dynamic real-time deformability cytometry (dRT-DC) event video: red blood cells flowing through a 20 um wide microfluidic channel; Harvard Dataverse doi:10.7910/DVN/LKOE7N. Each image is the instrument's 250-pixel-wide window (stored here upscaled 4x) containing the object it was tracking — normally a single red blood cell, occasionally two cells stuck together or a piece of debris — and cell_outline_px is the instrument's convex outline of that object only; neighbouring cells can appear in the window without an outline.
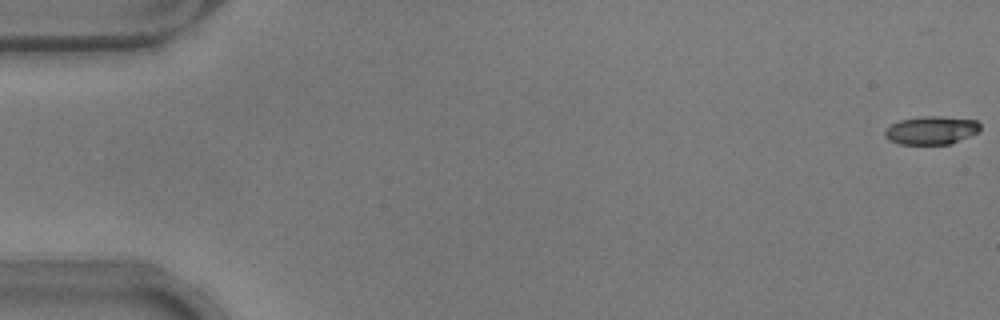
{"species": "common noctule bat (a hibernating species)", "species_latin": "Nyctalus noctula", "temperature_condition": "warm", "stored_images_in_passage": 27, "camera_frame_rate_fps": 3000, "um_per_image_px": 0.085, "animal": {"sex": "male", "body_mass_g": 17.9}, "frame": {"image": 1, "passage_image": 1, "time_ms": 0.0, "image_size_px": [1000, 320], "cell_outline_px": [[980, 132], [952, 144], [900, 144], [888, 140], [884, 136], [884, 132], [892, 124], [900, 120], [924, 116], [940, 116], [976, 120], [980, 124]], "centroid_in_image_um": [79.19, 11.08], "position_along_channel_um": 5.8, "area_um2": 15.78}}
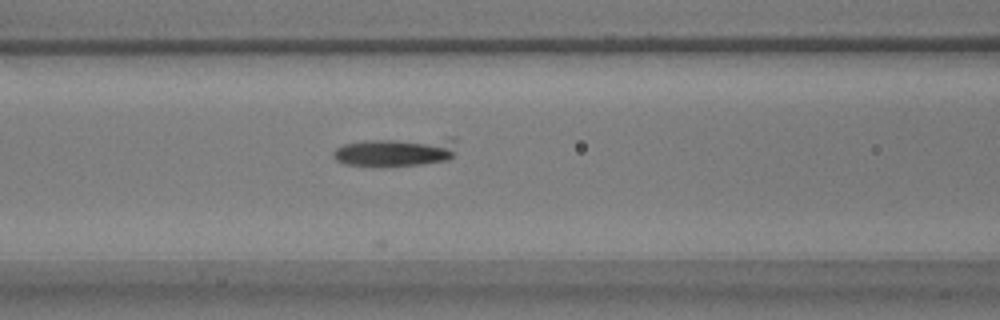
{"frame": {"image": 2, "passage_image": 23, "time_ms": 7.333, "image_size_px": [1000, 320], "cell_outline_px": [[456, 140], [452, 156], [448, 160], [420, 164], [380, 168], [344, 164], [336, 160], [332, 156], [332, 152], [336, 148], [344, 144], [364, 140], [452, 136], [456, 136]], "centroid_in_image_um": [33.64, 12.9], "position_along_channel_um": 133.0, "area_um2": 21.73}}
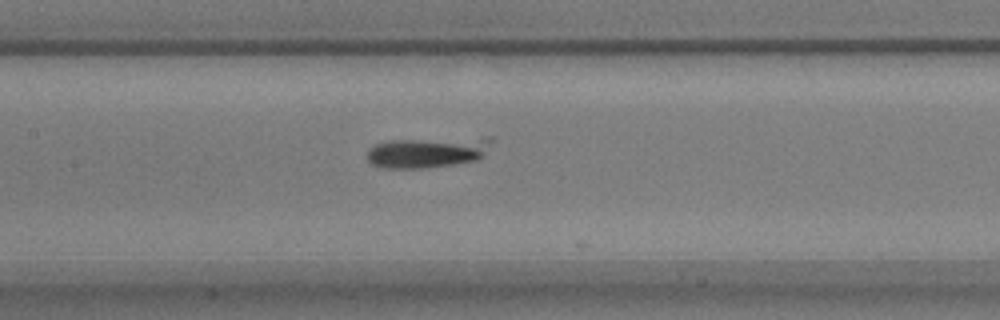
{"frame": {"image": 3, "passage_image": 26, "time_ms": 8.333, "image_size_px": [1000, 320], "cell_outline_px": [[492, 140], [480, 156], [476, 160], [456, 164], [424, 168], [384, 168], [372, 164], [368, 160], [368, 148], [376, 144], [388, 140], [480, 136], [492, 136]], "centroid_in_image_um": [36.33, 12.91], "position_along_channel_um": 171.1, "area_um2": 22.54}}